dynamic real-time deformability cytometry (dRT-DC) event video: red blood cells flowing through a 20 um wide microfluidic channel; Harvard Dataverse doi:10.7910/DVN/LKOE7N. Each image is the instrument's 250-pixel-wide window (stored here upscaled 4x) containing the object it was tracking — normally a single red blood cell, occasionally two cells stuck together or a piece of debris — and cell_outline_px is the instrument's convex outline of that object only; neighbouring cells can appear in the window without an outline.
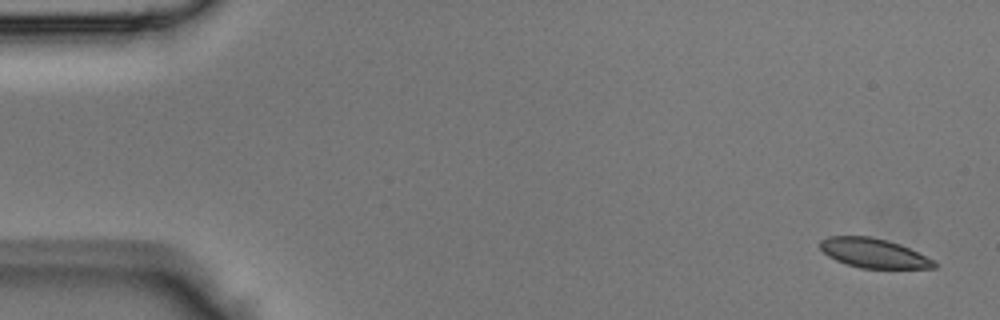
{"species": "Egyptian fruit bat (a non-hibernating species)", "species_latin": "Rousettus aegyptiacus", "temperature_condition": "room temperature", "stored_images_in_passage": 42, "camera_frame_rate_fps": 3000, "um_per_image_px": 0.085, "animal": {"sex": "male"}, "frame": {"image": 1, "passage_image": 1, "time_ms": 0.0, "image_size_px": [1000, 320], "cell_outline_px": [[936, 268], [860, 268], [836, 260], [828, 256], [820, 248], [820, 240], [828, 236], [872, 236], [888, 240], [900, 244], [936, 260]], "centroid_in_image_um": [74.28, 21.5], "position_along_channel_um": 10.7, "area_um2": 19.59}}
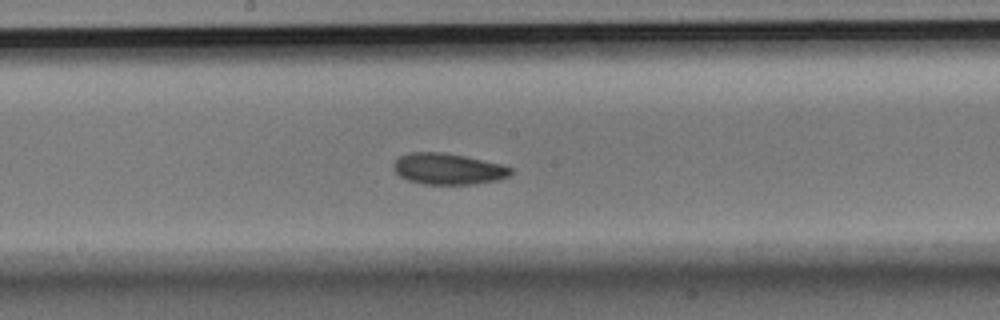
{"frame": {"image": 2, "passage_image": 22, "time_ms": 7.0, "image_size_px": [1000, 320], "cell_outline_px": [[512, 172], [508, 176], [500, 180], [476, 184], [424, 184], [408, 180], [400, 176], [392, 168], [392, 164], [400, 156], [408, 152], [444, 152], [464, 156], [500, 164], [512, 168]], "centroid_in_image_um": [38.07, 14.36], "position_along_channel_um": 210.1, "area_um2": 21.33}}
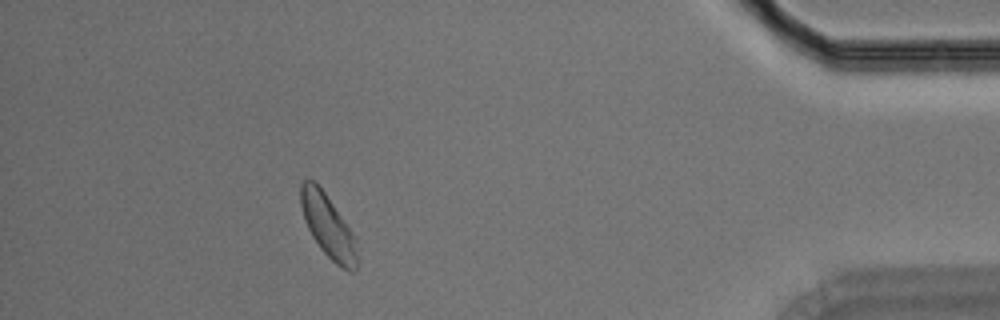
{"frame": {"image": 3, "passage_image": 38, "time_ms": 12.333, "image_size_px": [1000, 320], "cell_outline_px": [[356, 268], [352, 272], [348, 272], [336, 264], [320, 248], [312, 236], [304, 220], [300, 204], [300, 184], [304, 180], [316, 180], [352, 232], [356, 240]], "centroid_in_image_um": [27.85, 19.2], "position_along_channel_um": 407.3, "area_um2": 20.52}}